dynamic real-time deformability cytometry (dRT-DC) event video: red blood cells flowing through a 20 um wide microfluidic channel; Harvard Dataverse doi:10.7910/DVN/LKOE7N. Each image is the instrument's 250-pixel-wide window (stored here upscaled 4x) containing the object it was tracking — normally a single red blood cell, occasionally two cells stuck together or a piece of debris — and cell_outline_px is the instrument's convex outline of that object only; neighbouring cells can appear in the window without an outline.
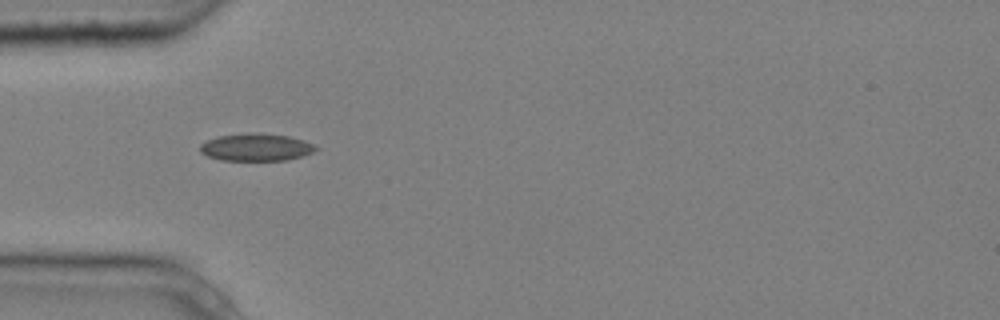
{"species": "common noctule bat (a hibernating species)", "species_latin": "Nyctalus noctula", "temperature_condition": "cold", "stored_images_in_passage": 1, "camera_frame_rate_fps": 3000, "um_per_image_px": 0.085, "animal": {"sex": "male", "body_mass_g": 20.4}, "frame": {"image": 1, "passage_image": 1, "time_ms": 0.0, "image_size_px": [1000, 320], "cell_outline_px": [[320, 148], [312, 152], [288, 160], [220, 160], [208, 156], [200, 152], [200, 144], [208, 140], [220, 136], [248, 132], [288, 136], [304, 140], [316, 144]], "centroid_in_image_um": [21.79, 12.51], "position_along_channel_um": 63.2, "area_um2": 18.44}}